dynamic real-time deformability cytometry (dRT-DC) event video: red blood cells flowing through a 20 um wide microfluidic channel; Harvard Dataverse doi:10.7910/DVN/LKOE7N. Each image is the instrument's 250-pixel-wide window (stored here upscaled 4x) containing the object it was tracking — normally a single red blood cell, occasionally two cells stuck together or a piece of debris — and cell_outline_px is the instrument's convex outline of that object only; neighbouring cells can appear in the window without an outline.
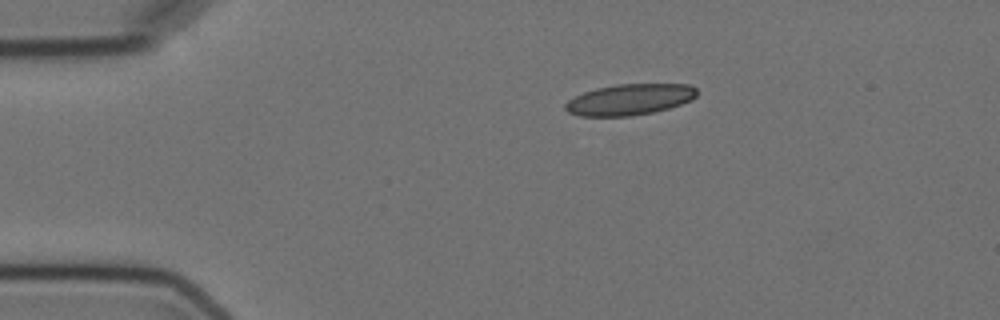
{"species": "Egyptian fruit bat (a non-hibernating species)", "species_latin": "Rousettus aegyptiacus", "temperature_condition": "cold", "stored_images_in_passage": 3, "camera_frame_rate_fps": 3000, "um_per_image_px": 0.085, "animal": {"sex": "female"}, "frame": {"image": 1, "passage_image": 1, "time_ms": 0.0, "image_size_px": [1000, 320], "cell_outline_px": [[696, 96], [692, 100], [668, 108], [652, 112], [632, 116], [580, 116], [568, 112], [564, 108], [564, 104], [568, 100], [584, 92], [596, 88], [616, 84], [688, 84], [696, 88]], "centroid_in_image_um": [53.5, 8.46], "position_along_channel_um": 31.5, "area_um2": 23.76}}
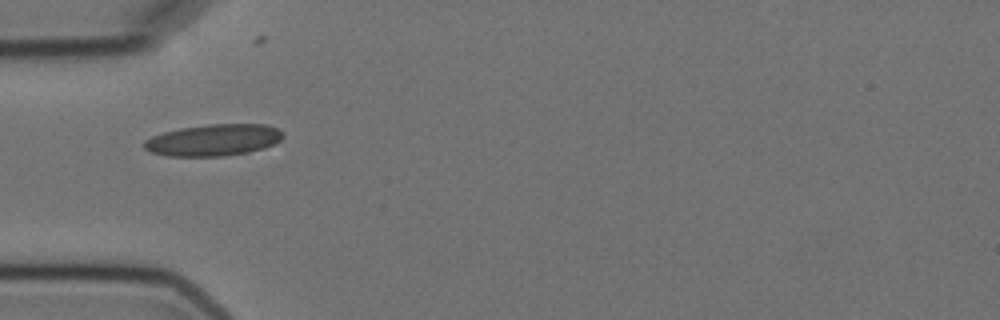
{"frame": {"image": 2, "passage_image": 3, "time_ms": 2.333, "image_size_px": [1000, 320], "cell_outline_px": [[284, 136], [280, 140], [264, 148], [248, 152], [224, 156], [168, 156], [152, 152], [144, 148], [144, 140], [152, 136], [164, 132], [180, 128], [208, 124], [264, 124], [276, 128]], "centroid_in_image_um": [18.13, 11.9], "position_along_channel_um": 66.9, "area_um2": 25.43}}